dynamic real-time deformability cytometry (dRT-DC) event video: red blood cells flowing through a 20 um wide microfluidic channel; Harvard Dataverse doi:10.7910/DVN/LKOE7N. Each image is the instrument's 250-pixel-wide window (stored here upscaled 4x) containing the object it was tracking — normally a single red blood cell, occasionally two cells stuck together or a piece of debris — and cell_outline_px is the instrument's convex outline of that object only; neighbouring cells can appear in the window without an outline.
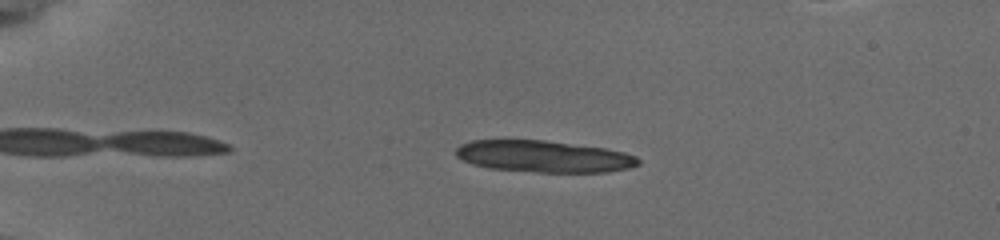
{"species": "common noctule bat (a hibernating species)", "species_latin": "Nyctalus noctula", "temperature_condition": "cold", "stored_images_in_passage": 38, "camera_frame_rate_fps": 3000, "um_per_image_px": 0.085, "animal": {"sex": "female", "body_mass_g": 19.5, "forearm_length_mm": 54.1}, "frame": {"image": 1, "passage_image": 7, "time_ms": 2.0, "image_size_px": [1000, 240], "cell_outline_px": [[640, 164], [628, 168], [608, 172], [536, 172], [488, 168], [472, 164], [456, 156], [456, 148], [460, 144], [472, 140], [544, 140], [608, 148], [624, 152], [636, 156], [640, 160]], "centroid_in_image_um": [46.23, 13.29], "position_along_channel_um": 38.8, "area_um2": 33.87}}
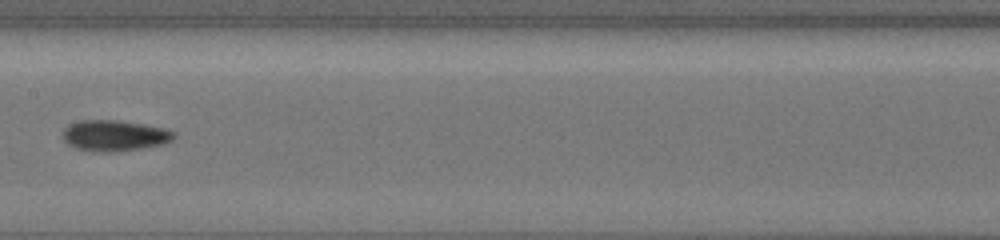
{"frame": {"image": 2, "passage_image": 32, "time_ms": 8.0, "image_size_px": [1000, 240], "cell_outline_px": [[176, 136], [172, 140], [164, 144], [140, 148], [112, 152], [96, 152], [76, 148], [68, 144], [64, 140], [64, 128], [68, 124], [80, 120], [116, 120], [164, 128], [172, 132]], "centroid_in_image_um": [9.7, 11.53], "position_along_channel_um": 197.7, "area_um2": 19.83}}
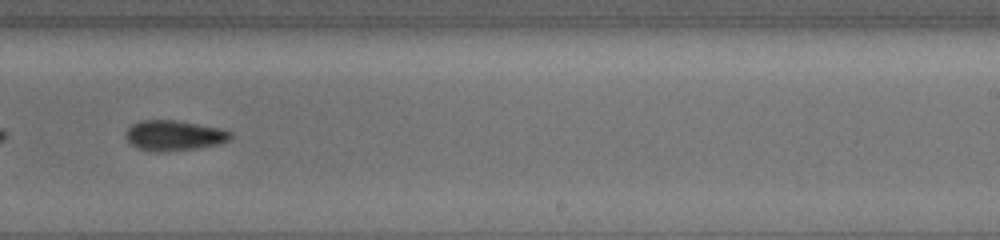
{"frame": {"image": 3, "passage_image": 36, "time_ms": 10.0, "image_size_px": [1000, 240], "cell_outline_px": [[232, 136], [228, 140], [220, 144], [196, 148], [164, 152], [148, 152], [136, 148], [124, 136], [128, 128], [132, 124], [140, 120], [176, 120], [220, 128], [232, 132]], "centroid_in_image_um": [14.77, 11.52], "position_along_channel_um": 274.2, "area_um2": 18.67}}